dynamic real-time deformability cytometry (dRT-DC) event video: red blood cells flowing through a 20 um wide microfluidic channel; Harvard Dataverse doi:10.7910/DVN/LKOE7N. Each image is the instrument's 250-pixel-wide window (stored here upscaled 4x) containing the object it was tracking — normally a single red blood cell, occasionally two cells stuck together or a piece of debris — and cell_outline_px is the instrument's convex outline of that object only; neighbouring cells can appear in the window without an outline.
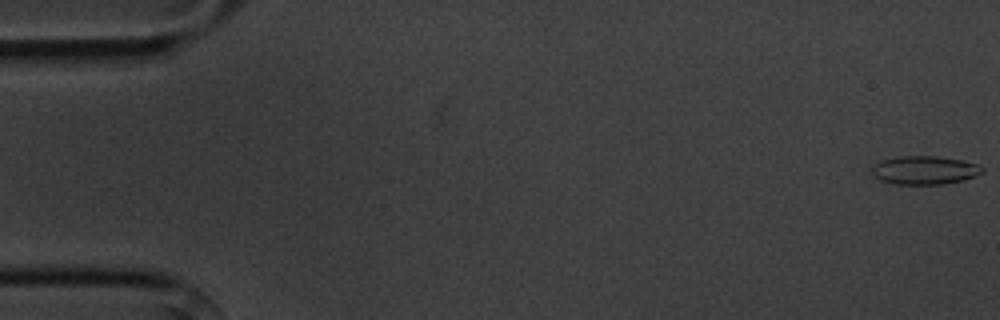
{"species": "common noctule bat (a hibernating species)", "species_latin": "Nyctalus noctula", "temperature_condition": "cold", "stored_images_in_passage": 6, "camera_frame_rate_fps": 3000, "um_per_image_px": 0.085, "animal": {"sex": "male", "body_mass_g": 20.1, "forearm_length_mm": 53.5}, "frame": {"image": 1, "passage_image": 1, "time_ms": 0.0, "image_size_px": [1000, 320], "cell_outline_px": [[984, 172], [976, 176], [964, 180], [944, 184], [896, 184], [880, 180], [872, 172], [872, 168], [880, 160], [900, 156], [936, 156], [964, 160], [980, 164], [984, 168]], "centroid_in_image_um": [78.66, 14.46], "position_along_channel_um": 6.3, "area_um2": 18.44}}
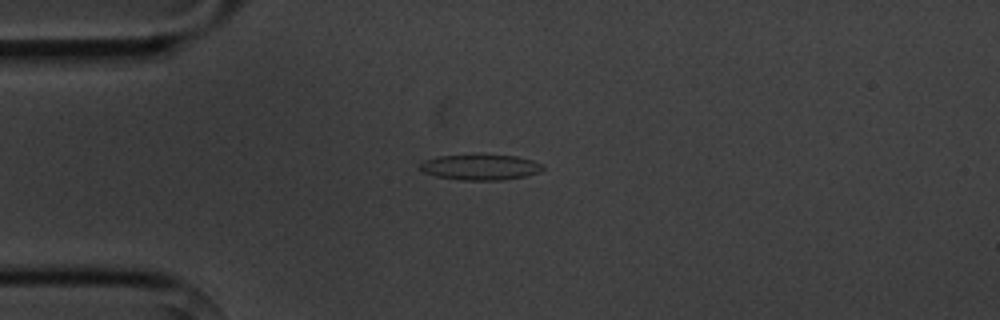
{"frame": {"image": 2, "passage_image": 4, "time_ms": 4.333, "image_size_px": [1000, 320], "cell_outline_px": [[544, 168], [540, 172], [524, 176], [500, 180], [464, 180], [436, 176], [424, 172], [416, 164], [424, 160], [436, 156], [516, 156], [532, 160], [544, 164]], "centroid_in_image_um": [40.82, 14.22], "position_along_channel_um": 44.2, "area_um2": 17.98}}
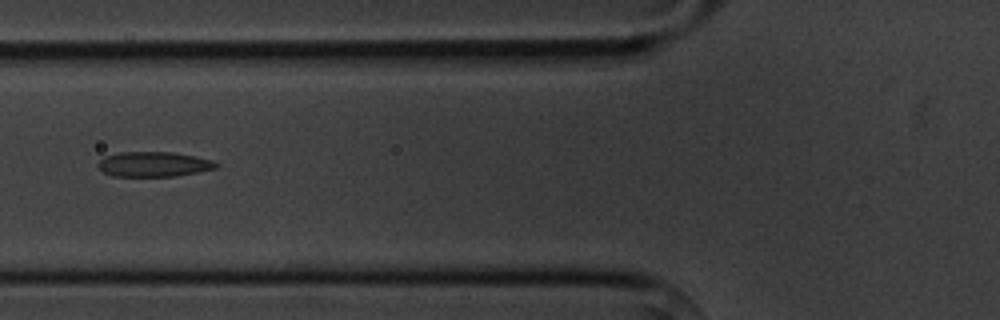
{"frame": {"image": 3, "passage_image": 6, "time_ms": 6.667, "image_size_px": [1000, 320], "cell_outline_px": [[220, 164], [216, 168], [176, 176], [112, 176], [104, 172], [96, 164], [104, 156], [120, 152], [172, 152], [196, 156], [212, 160]], "centroid_in_image_um": [13.06, 13.95], "position_along_channel_um": 112.7, "area_um2": 17.17}}